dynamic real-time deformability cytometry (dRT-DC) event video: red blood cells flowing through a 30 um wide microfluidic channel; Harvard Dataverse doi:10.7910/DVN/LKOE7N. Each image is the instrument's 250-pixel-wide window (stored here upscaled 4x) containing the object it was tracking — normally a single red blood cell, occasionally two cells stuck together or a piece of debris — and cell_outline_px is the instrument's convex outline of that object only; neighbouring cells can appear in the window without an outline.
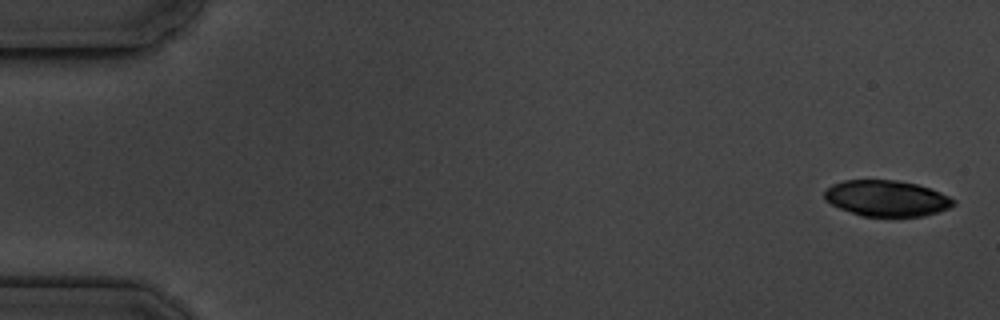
{"species": "common noctule bat (a hibernating species)", "species_latin": "Nyctalus noctula", "temperature_condition": "cold", "stored_images_in_passage": 5, "camera_frame_rate_fps": 3000, "um_per_image_px": 0.085, "animal": {"sex": "male", "body_mass_g": 19.5, "forearm_length_mm": 54.6}, "frame": {"image": 1, "passage_image": 1, "time_ms": 0.0, "image_size_px": [1000, 320], "cell_outline_px": [[956, 204], [948, 208], [924, 216], [860, 216], [840, 208], [824, 200], [824, 192], [832, 184], [844, 180], [896, 180], [916, 184], [940, 192], [956, 200]], "centroid_in_image_um": [75.35, 16.85], "position_along_channel_um": 9.7, "area_um2": 26.93}}
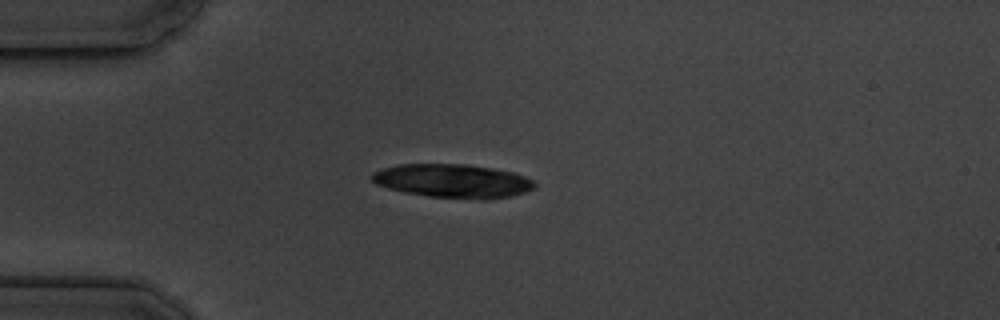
{"frame": {"image": 2, "passage_image": 4, "time_ms": 4.333, "image_size_px": [1000, 320], "cell_outline_px": [[536, 188], [512, 196], [428, 196], [404, 192], [388, 188], [376, 184], [372, 180], [372, 172], [384, 168], [400, 164], [468, 164], [492, 168], [512, 172], [524, 176], [532, 180], [536, 184]], "centroid_in_image_um": [38.43, 15.33], "position_along_channel_um": 46.6, "area_um2": 30.75}}